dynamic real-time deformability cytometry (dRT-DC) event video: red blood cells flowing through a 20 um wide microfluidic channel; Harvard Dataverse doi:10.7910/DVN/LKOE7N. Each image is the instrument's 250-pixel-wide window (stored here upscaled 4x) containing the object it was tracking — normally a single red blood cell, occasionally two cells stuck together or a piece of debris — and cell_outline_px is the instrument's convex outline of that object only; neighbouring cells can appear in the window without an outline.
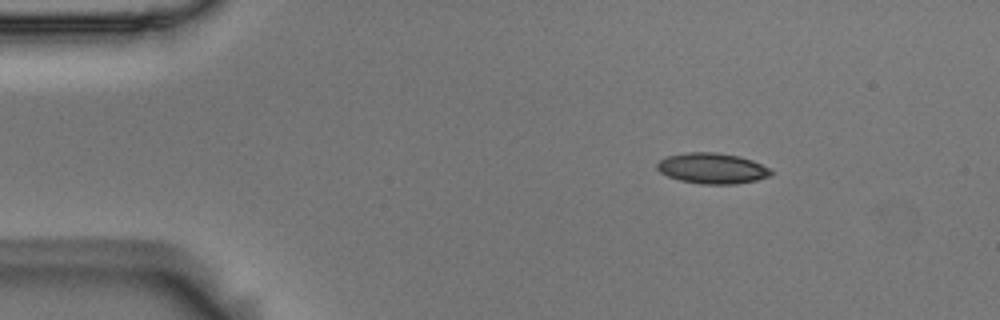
{"species": "Egyptian fruit bat (a non-hibernating species)", "species_latin": "Rousettus aegyptiacus", "temperature_condition": "room temperature", "stored_images_in_passage": 3, "camera_frame_rate_fps": 3000, "um_per_image_px": 0.085, "animal": {"sex": "male"}, "frame": {"image": 1, "passage_image": 1, "time_ms": 0.0, "image_size_px": [1000, 320], "cell_outline_px": [[772, 176], [756, 180], [736, 184], [700, 184], [680, 180], [668, 176], [660, 172], [656, 168], [656, 164], [660, 160], [668, 156], [688, 152], [716, 152], [740, 156], [752, 160], [768, 168], [772, 172]], "centroid_in_image_um": [60.54, 14.31], "position_along_channel_um": 24.5, "area_um2": 20.35}}